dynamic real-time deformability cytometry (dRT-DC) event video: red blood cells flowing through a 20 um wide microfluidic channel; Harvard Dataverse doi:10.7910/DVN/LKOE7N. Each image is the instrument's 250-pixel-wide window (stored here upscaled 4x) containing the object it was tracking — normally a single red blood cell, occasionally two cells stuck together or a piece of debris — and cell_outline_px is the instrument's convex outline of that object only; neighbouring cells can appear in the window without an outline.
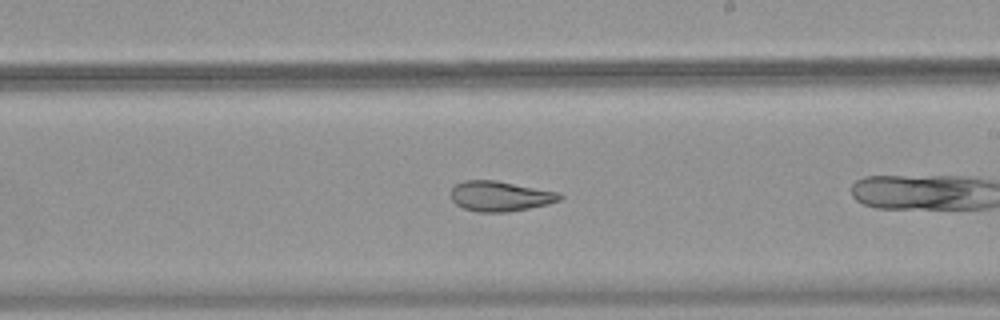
{"species": "common noctule bat (a hibernating species)", "species_latin": "Nyctalus noctula", "temperature_condition": "warm", "stored_images_in_passage": 21, "camera_frame_rate_fps": 3000, "um_per_image_px": 0.085, "animal": {"sex": "female", "body_mass_g": 18.4}, "frame": {"image": 1, "passage_image": 10, "time_ms": 3.0, "image_size_px": [1000, 320], "cell_outline_px": [[564, 196], [560, 200], [548, 204], [508, 212], [476, 212], [464, 208], [456, 204], [452, 200], [452, 188], [456, 184], [464, 180], [496, 180], [560, 192]], "centroid_in_image_um": [42.54, 16.67], "position_along_channel_um": 246.5, "area_um2": 19.19}}